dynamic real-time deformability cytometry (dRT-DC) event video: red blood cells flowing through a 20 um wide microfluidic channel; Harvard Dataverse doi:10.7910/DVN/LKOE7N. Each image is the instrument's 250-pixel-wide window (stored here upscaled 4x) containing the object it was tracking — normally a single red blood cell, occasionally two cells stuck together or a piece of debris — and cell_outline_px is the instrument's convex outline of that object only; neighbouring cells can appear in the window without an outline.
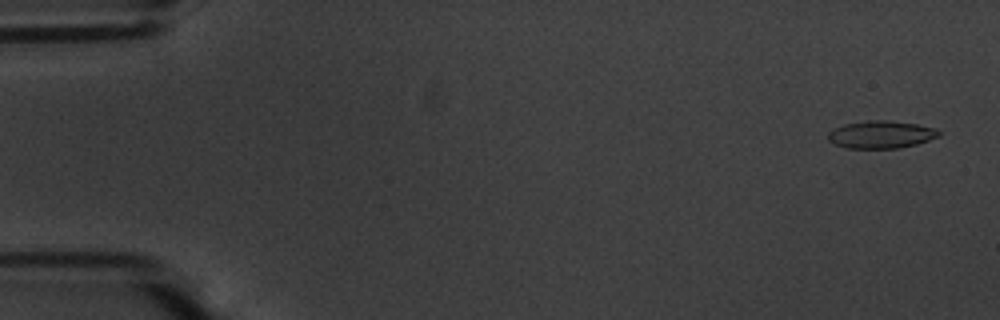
{"species": "common noctule bat (a hibernating species)", "species_latin": "Nyctalus noctula", "temperature_condition": "warm", "stored_images_in_passage": 55, "camera_frame_rate_fps": 3000, "um_per_image_px": 0.085, "animal": {"sex": "male", "body_mass_g": 20.1, "forearm_length_mm": 53.5}, "frame": {"image": 1, "passage_image": 2, "time_ms": 0.333, "image_size_px": [1000, 320], "cell_outline_px": [[940, 136], [916, 144], [896, 148], [848, 148], [836, 144], [828, 140], [828, 132], [832, 128], [844, 124], [868, 120], [888, 120], [916, 124], [936, 128], [940, 132]], "centroid_in_image_um": [74.87, 11.42], "position_along_channel_um": 10.1, "area_um2": 17.74}}
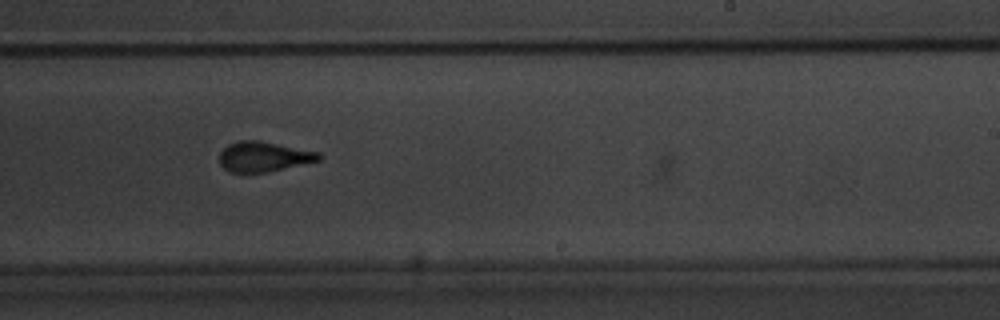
{"frame": {"image": 2, "passage_image": 34, "time_ms": 11.0, "image_size_px": [1000, 320], "cell_outline_px": [[324, 156], [320, 160], [268, 172], [228, 172], [220, 164], [220, 152], [228, 144], [240, 140], [260, 140], [320, 152]], "centroid_in_image_um": [22.43, 13.3], "position_along_channel_um": 266.6, "area_um2": 17.51}}
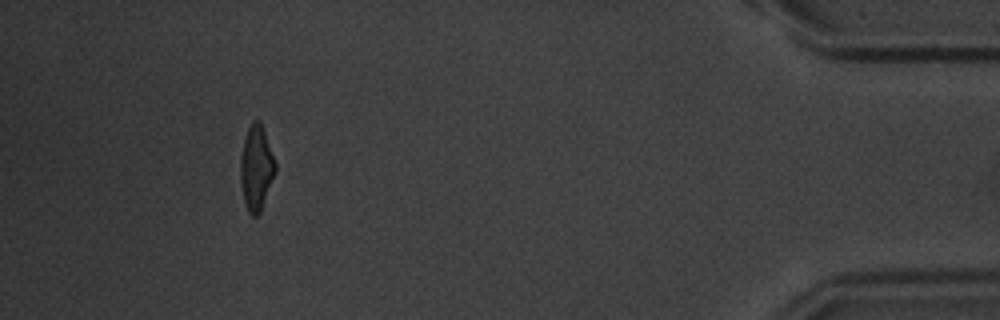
{"frame": {"image": 3, "passage_image": 51, "time_ms": 16.667, "image_size_px": [1000, 320], "cell_outline_px": [[276, 172], [260, 212], [256, 216], [252, 216], [248, 212], [244, 200], [240, 180], [240, 156], [244, 140], [248, 128], [252, 120], [260, 120], [276, 164]], "centroid_in_image_um": [21.78, 14.27], "position_along_channel_um": 413.4, "area_um2": 17.17}, "authors_computed_cell_mechanics": {"area_um2": 17.8024, "velocity_mm_per_s": 3.6647, "shape_relaxation_time_tau1_ms": 3.5409, "shape_relaxation_time_tau2_ms": 1.4055, "deformation_change_tau1": 0.1706, "deformation_change_tau2": 0.0815}}